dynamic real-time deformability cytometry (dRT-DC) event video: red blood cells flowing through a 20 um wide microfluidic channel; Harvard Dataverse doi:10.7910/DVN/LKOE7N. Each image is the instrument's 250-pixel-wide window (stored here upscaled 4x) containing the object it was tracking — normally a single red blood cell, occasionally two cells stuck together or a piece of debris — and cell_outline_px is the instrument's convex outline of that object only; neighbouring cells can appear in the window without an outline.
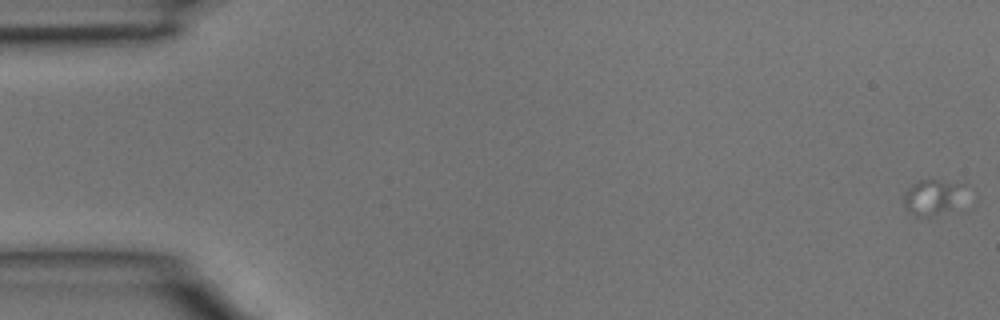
{"species": "common noctule bat (a hibernating species)", "species_latin": "Nyctalus noctula", "temperature_condition": "room temperature", "stored_images_in_passage": 3, "camera_frame_rate_fps": 3000, "um_per_image_px": 0.085, "animal": {"sex": "male", "body_mass_g": 15.6}, "frame": {"image": 1, "passage_image": 1, "time_ms": 0.0, "image_size_px": [1000, 320], "cell_outline_px": [[976, 200], [972, 208], [968, 212], [928, 216], [916, 216], [904, 208], [904, 196], [908, 188], [916, 180], [940, 180], [964, 184], [972, 188], [976, 192]], "centroid_in_image_um": [79.79, 16.83], "position_along_channel_um": 5.2, "area_um2": 15.72}}